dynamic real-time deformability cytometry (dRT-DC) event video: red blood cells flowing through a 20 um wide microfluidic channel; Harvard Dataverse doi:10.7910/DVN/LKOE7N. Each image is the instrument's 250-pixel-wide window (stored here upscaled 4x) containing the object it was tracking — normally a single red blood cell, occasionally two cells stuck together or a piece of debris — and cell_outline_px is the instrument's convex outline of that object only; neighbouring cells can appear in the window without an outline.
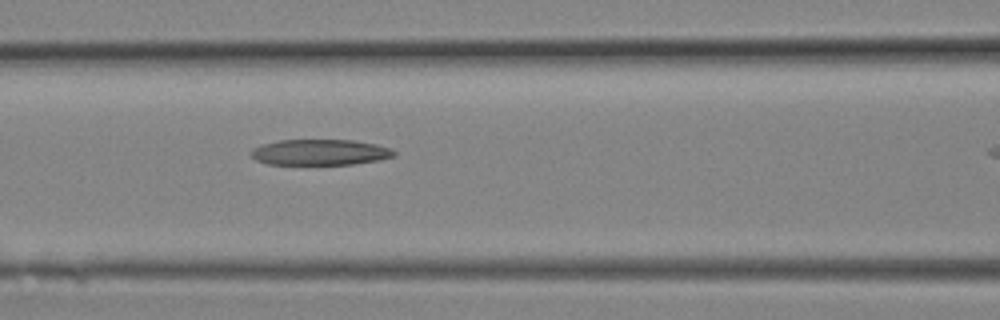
{"species": "Egyptian fruit bat (a non-hibernating species)", "species_latin": "Rousettus aegyptiacus", "temperature_condition": "room temperature", "stored_images_in_passage": 4, "segment_of_instrument_passage": [1, 2], "camera_frame_rate_fps": 3000, "um_per_image_px": 0.085, "animal": {"sex": "female"}, "frame": {"image": 1, "passage_image": 3, "time_ms": 0.667, "image_size_px": [1000, 320], "cell_outline_px": [[396, 156], [380, 160], [352, 164], [268, 164], [256, 160], [248, 152], [252, 148], [260, 144], [280, 140], [352, 140], [376, 144], [392, 148], [396, 152]], "centroid_in_image_um": [27.2, 12.94], "position_along_channel_um": 139.4, "area_um2": 21.68}}